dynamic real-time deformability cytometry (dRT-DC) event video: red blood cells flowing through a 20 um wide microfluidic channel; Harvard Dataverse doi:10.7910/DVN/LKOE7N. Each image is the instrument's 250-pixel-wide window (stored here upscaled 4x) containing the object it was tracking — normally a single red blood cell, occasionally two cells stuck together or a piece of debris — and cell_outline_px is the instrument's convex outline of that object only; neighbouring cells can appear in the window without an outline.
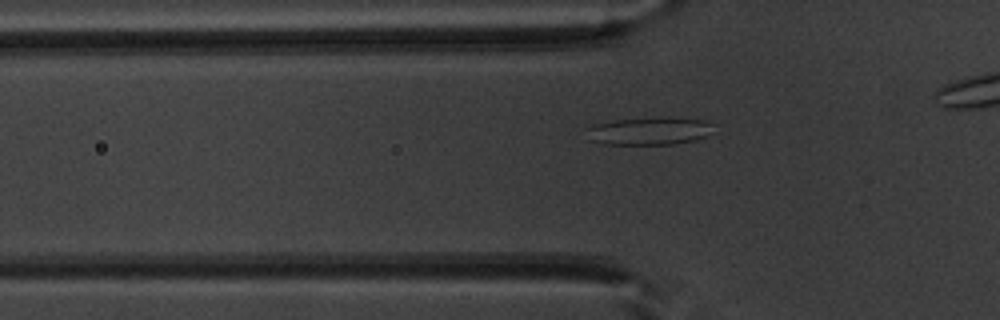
{"species": "common noctule bat (a hibernating species)", "species_latin": "Nyctalus noctula", "temperature_condition": "warm", "stored_images_in_passage": 34, "segment_of_instrument_passage": [1, 2], "camera_frame_rate_fps": 3000, "um_per_image_px": 0.085, "animal": {"sex": "male", "body_mass_g": 20.1, "forearm_length_mm": 53.5}, "frame": {"image": 1, "passage_image": 9, "time_ms": 2.667, "image_size_px": [1000, 320], "cell_outline_px": [[716, 132], [708, 136], [696, 140], [676, 144], [604, 144], [592, 140], [584, 128], [592, 124], [612, 120], [660, 116], [668, 116], [704, 120], [716, 124]], "centroid_in_image_um": [55.3, 11.11], "position_along_channel_um": 70.5, "area_um2": 21.39}}
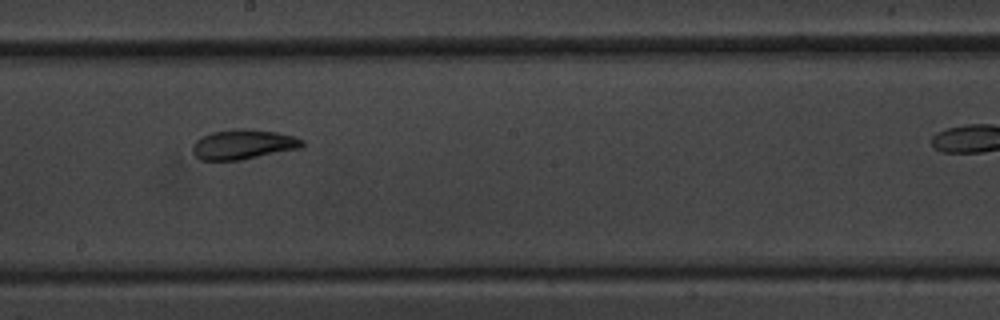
{"frame": {"image": 2, "passage_image": 21, "time_ms": 6.667, "image_size_px": [1000, 320], "cell_outline_px": [[304, 148], [240, 160], [200, 160], [192, 152], [192, 144], [200, 136], [212, 132], [232, 128], [252, 128], [276, 132], [296, 136], [304, 140]], "centroid_in_image_um": [20.7, 12.26], "position_along_channel_um": 227.5, "area_um2": 19.59}}
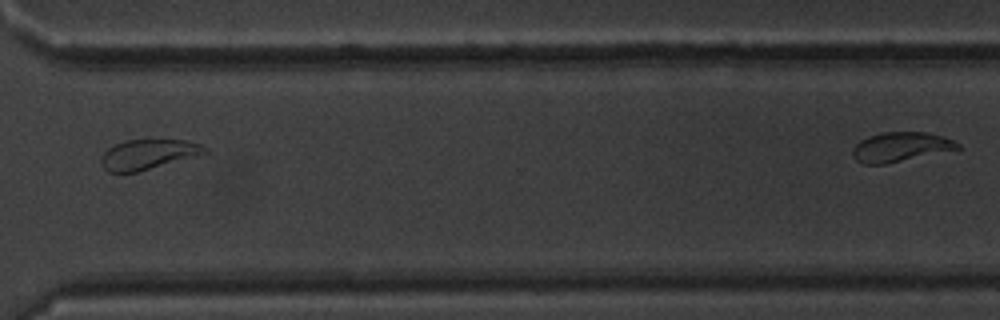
{"frame": {"image": 3, "passage_image": 31, "time_ms": 10.0, "image_size_px": [1000, 320], "cell_outline_px": [[208, 152], [196, 156], [136, 172], [108, 172], [104, 168], [100, 160], [104, 152], [108, 148], [116, 144], [128, 140], [184, 140], [200, 144], [208, 148]], "centroid_in_image_um": [12.59, 13.12], "position_along_channel_um": 358.0, "area_um2": 17.8}}